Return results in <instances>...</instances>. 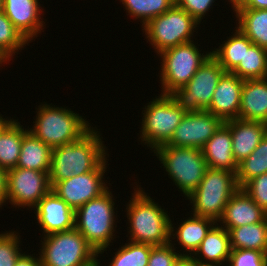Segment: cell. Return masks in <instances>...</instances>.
Instances as JSON below:
<instances>
[{
  "label": "cell",
  "mask_w": 267,
  "mask_h": 266,
  "mask_svg": "<svg viewBox=\"0 0 267 266\" xmlns=\"http://www.w3.org/2000/svg\"><path fill=\"white\" fill-rule=\"evenodd\" d=\"M231 250L228 230L216 223L189 259L197 263L224 265Z\"/></svg>",
  "instance_id": "obj_22"
},
{
  "label": "cell",
  "mask_w": 267,
  "mask_h": 266,
  "mask_svg": "<svg viewBox=\"0 0 267 266\" xmlns=\"http://www.w3.org/2000/svg\"><path fill=\"white\" fill-rule=\"evenodd\" d=\"M7 202V170L0 168V207Z\"/></svg>",
  "instance_id": "obj_40"
},
{
  "label": "cell",
  "mask_w": 267,
  "mask_h": 266,
  "mask_svg": "<svg viewBox=\"0 0 267 266\" xmlns=\"http://www.w3.org/2000/svg\"><path fill=\"white\" fill-rule=\"evenodd\" d=\"M216 223L217 222L214 219L208 217L190 215V217L184 220L178 228H175L171 220L170 239L172 238L173 240L176 236L178 244L183 248L177 252L184 250L182 257L184 259L190 258L199 248L202 240L206 237V234Z\"/></svg>",
  "instance_id": "obj_21"
},
{
  "label": "cell",
  "mask_w": 267,
  "mask_h": 266,
  "mask_svg": "<svg viewBox=\"0 0 267 266\" xmlns=\"http://www.w3.org/2000/svg\"><path fill=\"white\" fill-rule=\"evenodd\" d=\"M198 23L187 11L174 5L165 13L151 19L142 30L156 53L176 47L193 39Z\"/></svg>",
  "instance_id": "obj_10"
},
{
  "label": "cell",
  "mask_w": 267,
  "mask_h": 266,
  "mask_svg": "<svg viewBox=\"0 0 267 266\" xmlns=\"http://www.w3.org/2000/svg\"><path fill=\"white\" fill-rule=\"evenodd\" d=\"M267 173V134L254 151L238 165L237 183L242 188L249 180Z\"/></svg>",
  "instance_id": "obj_30"
},
{
  "label": "cell",
  "mask_w": 267,
  "mask_h": 266,
  "mask_svg": "<svg viewBox=\"0 0 267 266\" xmlns=\"http://www.w3.org/2000/svg\"><path fill=\"white\" fill-rule=\"evenodd\" d=\"M32 256L31 254L27 255L25 252L19 256L15 266H42L40 255L38 257Z\"/></svg>",
  "instance_id": "obj_39"
},
{
  "label": "cell",
  "mask_w": 267,
  "mask_h": 266,
  "mask_svg": "<svg viewBox=\"0 0 267 266\" xmlns=\"http://www.w3.org/2000/svg\"><path fill=\"white\" fill-rule=\"evenodd\" d=\"M240 9H267V0H250Z\"/></svg>",
  "instance_id": "obj_41"
},
{
  "label": "cell",
  "mask_w": 267,
  "mask_h": 266,
  "mask_svg": "<svg viewBox=\"0 0 267 266\" xmlns=\"http://www.w3.org/2000/svg\"><path fill=\"white\" fill-rule=\"evenodd\" d=\"M242 189L267 213V173L249 180Z\"/></svg>",
  "instance_id": "obj_37"
},
{
  "label": "cell",
  "mask_w": 267,
  "mask_h": 266,
  "mask_svg": "<svg viewBox=\"0 0 267 266\" xmlns=\"http://www.w3.org/2000/svg\"><path fill=\"white\" fill-rule=\"evenodd\" d=\"M224 73L219 62L210 55L190 81L184 87L172 92L170 96L186 112L206 111L210 107L215 88Z\"/></svg>",
  "instance_id": "obj_11"
},
{
  "label": "cell",
  "mask_w": 267,
  "mask_h": 266,
  "mask_svg": "<svg viewBox=\"0 0 267 266\" xmlns=\"http://www.w3.org/2000/svg\"><path fill=\"white\" fill-rule=\"evenodd\" d=\"M153 245L128 241L117 249L108 266H147Z\"/></svg>",
  "instance_id": "obj_32"
},
{
  "label": "cell",
  "mask_w": 267,
  "mask_h": 266,
  "mask_svg": "<svg viewBox=\"0 0 267 266\" xmlns=\"http://www.w3.org/2000/svg\"><path fill=\"white\" fill-rule=\"evenodd\" d=\"M250 0H229V3H232V8L234 12L238 9L244 7Z\"/></svg>",
  "instance_id": "obj_42"
},
{
  "label": "cell",
  "mask_w": 267,
  "mask_h": 266,
  "mask_svg": "<svg viewBox=\"0 0 267 266\" xmlns=\"http://www.w3.org/2000/svg\"><path fill=\"white\" fill-rule=\"evenodd\" d=\"M197 46L192 40L158 54L162 58L160 59L161 94L170 95L178 88L184 87L211 55V51L206 54L200 53L201 50Z\"/></svg>",
  "instance_id": "obj_9"
},
{
  "label": "cell",
  "mask_w": 267,
  "mask_h": 266,
  "mask_svg": "<svg viewBox=\"0 0 267 266\" xmlns=\"http://www.w3.org/2000/svg\"><path fill=\"white\" fill-rule=\"evenodd\" d=\"M239 188L234 172L207 168L199 186L186 197L192 203L191 214L218 222L227 202Z\"/></svg>",
  "instance_id": "obj_5"
},
{
  "label": "cell",
  "mask_w": 267,
  "mask_h": 266,
  "mask_svg": "<svg viewBox=\"0 0 267 266\" xmlns=\"http://www.w3.org/2000/svg\"><path fill=\"white\" fill-rule=\"evenodd\" d=\"M33 209L44 236L75 228V211L52 190Z\"/></svg>",
  "instance_id": "obj_15"
},
{
  "label": "cell",
  "mask_w": 267,
  "mask_h": 266,
  "mask_svg": "<svg viewBox=\"0 0 267 266\" xmlns=\"http://www.w3.org/2000/svg\"><path fill=\"white\" fill-rule=\"evenodd\" d=\"M266 218L267 213L242 188H239L227 202L218 223L229 230L230 228L259 223Z\"/></svg>",
  "instance_id": "obj_19"
},
{
  "label": "cell",
  "mask_w": 267,
  "mask_h": 266,
  "mask_svg": "<svg viewBox=\"0 0 267 266\" xmlns=\"http://www.w3.org/2000/svg\"><path fill=\"white\" fill-rule=\"evenodd\" d=\"M51 188L49 171L21 167L7 171V202L17 208H34Z\"/></svg>",
  "instance_id": "obj_12"
},
{
  "label": "cell",
  "mask_w": 267,
  "mask_h": 266,
  "mask_svg": "<svg viewBox=\"0 0 267 266\" xmlns=\"http://www.w3.org/2000/svg\"><path fill=\"white\" fill-rule=\"evenodd\" d=\"M106 160L108 159H105L94 171L56 182L51 190L76 211L110 188L106 185L103 177L107 169Z\"/></svg>",
  "instance_id": "obj_13"
},
{
  "label": "cell",
  "mask_w": 267,
  "mask_h": 266,
  "mask_svg": "<svg viewBox=\"0 0 267 266\" xmlns=\"http://www.w3.org/2000/svg\"><path fill=\"white\" fill-rule=\"evenodd\" d=\"M238 118L267 123V78L244 80Z\"/></svg>",
  "instance_id": "obj_23"
},
{
  "label": "cell",
  "mask_w": 267,
  "mask_h": 266,
  "mask_svg": "<svg viewBox=\"0 0 267 266\" xmlns=\"http://www.w3.org/2000/svg\"><path fill=\"white\" fill-rule=\"evenodd\" d=\"M207 167L229 170L237 174L238 163L232 151L230 129L223 124L201 148Z\"/></svg>",
  "instance_id": "obj_20"
},
{
  "label": "cell",
  "mask_w": 267,
  "mask_h": 266,
  "mask_svg": "<svg viewBox=\"0 0 267 266\" xmlns=\"http://www.w3.org/2000/svg\"><path fill=\"white\" fill-rule=\"evenodd\" d=\"M130 17L141 19L142 27L175 5V0H120Z\"/></svg>",
  "instance_id": "obj_31"
},
{
  "label": "cell",
  "mask_w": 267,
  "mask_h": 266,
  "mask_svg": "<svg viewBox=\"0 0 267 266\" xmlns=\"http://www.w3.org/2000/svg\"><path fill=\"white\" fill-rule=\"evenodd\" d=\"M253 43L238 28L219 48L212 50L211 55L219 62L225 72H233L243 60L245 46Z\"/></svg>",
  "instance_id": "obj_28"
},
{
  "label": "cell",
  "mask_w": 267,
  "mask_h": 266,
  "mask_svg": "<svg viewBox=\"0 0 267 266\" xmlns=\"http://www.w3.org/2000/svg\"><path fill=\"white\" fill-rule=\"evenodd\" d=\"M29 43L20 31L11 23L3 10H0V50L12 60L15 53Z\"/></svg>",
  "instance_id": "obj_33"
},
{
  "label": "cell",
  "mask_w": 267,
  "mask_h": 266,
  "mask_svg": "<svg viewBox=\"0 0 267 266\" xmlns=\"http://www.w3.org/2000/svg\"><path fill=\"white\" fill-rule=\"evenodd\" d=\"M152 152L185 198L199 186L208 168L200 149L161 145Z\"/></svg>",
  "instance_id": "obj_7"
},
{
  "label": "cell",
  "mask_w": 267,
  "mask_h": 266,
  "mask_svg": "<svg viewBox=\"0 0 267 266\" xmlns=\"http://www.w3.org/2000/svg\"><path fill=\"white\" fill-rule=\"evenodd\" d=\"M216 0H175V5L187 11L198 23H201L207 11Z\"/></svg>",
  "instance_id": "obj_38"
},
{
  "label": "cell",
  "mask_w": 267,
  "mask_h": 266,
  "mask_svg": "<svg viewBox=\"0 0 267 266\" xmlns=\"http://www.w3.org/2000/svg\"><path fill=\"white\" fill-rule=\"evenodd\" d=\"M232 249H252L267 254V218L228 230Z\"/></svg>",
  "instance_id": "obj_26"
},
{
  "label": "cell",
  "mask_w": 267,
  "mask_h": 266,
  "mask_svg": "<svg viewBox=\"0 0 267 266\" xmlns=\"http://www.w3.org/2000/svg\"><path fill=\"white\" fill-rule=\"evenodd\" d=\"M94 127L76 142L52 149L49 181H59L94 171L105 159L108 150L103 137ZM102 138V140H101ZM107 155V157H106Z\"/></svg>",
  "instance_id": "obj_1"
},
{
  "label": "cell",
  "mask_w": 267,
  "mask_h": 266,
  "mask_svg": "<svg viewBox=\"0 0 267 266\" xmlns=\"http://www.w3.org/2000/svg\"><path fill=\"white\" fill-rule=\"evenodd\" d=\"M20 238L19 233L16 231L1 232L0 266H15L17 259L23 253L19 247Z\"/></svg>",
  "instance_id": "obj_34"
},
{
  "label": "cell",
  "mask_w": 267,
  "mask_h": 266,
  "mask_svg": "<svg viewBox=\"0 0 267 266\" xmlns=\"http://www.w3.org/2000/svg\"><path fill=\"white\" fill-rule=\"evenodd\" d=\"M108 188L75 211V228L99 254L109 248L116 231L114 197ZM116 217V218H115ZM115 226V227H114ZM103 252V253H102Z\"/></svg>",
  "instance_id": "obj_4"
},
{
  "label": "cell",
  "mask_w": 267,
  "mask_h": 266,
  "mask_svg": "<svg viewBox=\"0 0 267 266\" xmlns=\"http://www.w3.org/2000/svg\"><path fill=\"white\" fill-rule=\"evenodd\" d=\"M243 79L225 72L215 88L210 107L206 110L224 122L239 116Z\"/></svg>",
  "instance_id": "obj_16"
},
{
  "label": "cell",
  "mask_w": 267,
  "mask_h": 266,
  "mask_svg": "<svg viewBox=\"0 0 267 266\" xmlns=\"http://www.w3.org/2000/svg\"><path fill=\"white\" fill-rule=\"evenodd\" d=\"M225 122L208 111L186 112L171 140L165 144L200 149Z\"/></svg>",
  "instance_id": "obj_14"
},
{
  "label": "cell",
  "mask_w": 267,
  "mask_h": 266,
  "mask_svg": "<svg viewBox=\"0 0 267 266\" xmlns=\"http://www.w3.org/2000/svg\"><path fill=\"white\" fill-rule=\"evenodd\" d=\"M147 104L143 108L145 110L142 114L139 139L152 151L171 140L186 111L179 107L170 95L166 94H160Z\"/></svg>",
  "instance_id": "obj_8"
},
{
  "label": "cell",
  "mask_w": 267,
  "mask_h": 266,
  "mask_svg": "<svg viewBox=\"0 0 267 266\" xmlns=\"http://www.w3.org/2000/svg\"><path fill=\"white\" fill-rule=\"evenodd\" d=\"M42 239L38 254L42 266H93L98 262L97 252L76 228L51 233Z\"/></svg>",
  "instance_id": "obj_6"
},
{
  "label": "cell",
  "mask_w": 267,
  "mask_h": 266,
  "mask_svg": "<svg viewBox=\"0 0 267 266\" xmlns=\"http://www.w3.org/2000/svg\"><path fill=\"white\" fill-rule=\"evenodd\" d=\"M3 0H0V10H2Z\"/></svg>",
  "instance_id": "obj_47"
},
{
  "label": "cell",
  "mask_w": 267,
  "mask_h": 266,
  "mask_svg": "<svg viewBox=\"0 0 267 266\" xmlns=\"http://www.w3.org/2000/svg\"><path fill=\"white\" fill-rule=\"evenodd\" d=\"M38 108L34 127L29 132L52 149L76 142L93 128L85 117L67 107L45 103Z\"/></svg>",
  "instance_id": "obj_3"
},
{
  "label": "cell",
  "mask_w": 267,
  "mask_h": 266,
  "mask_svg": "<svg viewBox=\"0 0 267 266\" xmlns=\"http://www.w3.org/2000/svg\"><path fill=\"white\" fill-rule=\"evenodd\" d=\"M13 120V118L12 119H5V118H3L2 116H1V114H0V134H1V132L4 130V128L11 122Z\"/></svg>",
  "instance_id": "obj_43"
},
{
  "label": "cell",
  "mask_w": 267,
  "mask_h": 266,
  "mask_svg": "<svg viewBox=\"0 0 267 266\" xmlns=\"http://www.w3.org/2000/svg\"><path fill=\"white\" fill-rule=\"evenodd\" d=\"M39 0H3L2 10L11 23L29 41L44 29ZM42 20V21H41ZM43 27V28H42Z\"/></svg>",
  "instance_id": "obj_17"
},
{
  "label": "cell",
  "mask_w": 267,
  "mask_h": 266,
  "mask_svg": "<svg viewBox=\"0 0 267 266\" xmlns=\"http://www.w3.org/2000/svg\"><path fill=\"white\" fill-rule=\"evenodd\" d=\"M8 61H10V60L0 50V64L2 65L4 63H8ZM1 65H0V67H1Z\"/></svg>",
  "instance_id": "obj_45"
},
{
  "label": "cell",
  "mask_w": 267,
  "mask_h": 266,
  "mask_svg": "<svg viewBox=\"0 0 267 266\" xmlns=\"http://www.w3.org/2000/svg\"><path fill=\"white\" fill-rule=\"evenodd\" d=\"M231 131L232 151L239 164L246 159L267 134V123L243 119H232L224 123Z\"/></svg>",
  "instance_id": "obj_18"
},
{
  "label": "cell",
  "mask_w": 267,
  "mask_h": 266,
  "mask_svg": "<svg viewBox=\"0 0 267 266\" xmlns=\"http://www.w3.org/2000/svg\"><path fill=\"white\" fill-rule=\"evenodd\" d=\"M228 266H267V254L252 249H232Z\"/></svg>",
  "instance_id": "obj_36"
},
{
  "label": "cell",
  "mask_w": 267,
  "mask_h": 266,
  "mask_svg": "<svg viewBox=\"0 0 267 266\" xmlns=\"http://www.w3.org/2000/svg\"><path fill=\"white\" fill-rule=\"evenodd\" d=\"M52 148L31 132L23 136L17 167L36 171H50Z\"/></svg>",
  "instance_id": "obj_24"
},
{
  "label": "cell",
  "mask_w": 267,
  "mask_h": 266,
  "mask_svg": "<svg viewBox=\"0 0 267 266\" xmlns=\"http://www.w3.org/2000/svg\"><path fill=\"white\" fill-rule=\"evenodd\" d=\"M195 266H221V264H203L195 262Z\"/></svg>",
  "instance_id": "obj_46"
},
{
  "label": "cell",
  "mask_w": 267,
  "mask_h": 266,
  "mask_svg": "<svg viewBox=\"0 0 267 266\" xmlns=\"http://www.w3.org/2000/svg\"><path fill=\"white\" fill-rule=\"evenodd\" d=\"M235 13L236 27L253 44L267 49V9H238Z\"/></svg>",
  "instance_id": "obj_27"
},
{
  "label": "cell",
  "mask_w": 267,
  "mask_h": 266,
  "mask_svg": "<svg viewBox=\"0 0 267 266\" xmlns=\"http://www.w3.org/2000/svg\"><path fill=\"white\" fill-rule=\"evenodd\" d=\"M99 262H101V261H99V259H98V262L95 265H93V266H100V263Z\"/></svg>",
  "instance_id": "obj_48"
},
{
  "label": "cell",
  "mask_w": 267,
  "mask_h": 266,
  "mask_svg": "<svg viewBox=\"0 0 267 266\" xmlns=\"http://www.w3.org/2000/svg\"><path fill=\"white\" fill-rule=\"evenodd\" d=\"M135 186L133 196L127 204L129 241L163 246L170 243V216L157 202Z\"/></svg>",
  "instance_id": "obj_2"
},
{
  "label": "cell",
  "mask_w": 267,
  "mask_h": 266,
  "mask_svg": "<svg viewBox=\"0 0 267 266\" xmlns=\"http://www.w3.org/2000/svg\"><path fill=\"white\" fill-rule=\"evenodd\" d=\"M17 121V122H16ZM13 119L0 134V168L10 170L17 167L23 136L29 131Z\"/></svg>",
  "instance_id": "obj_25"
},
{
  "label": "cell",
  "mask_w": 267,
  "mask_h": 266,
  "mask_svg": "<svg viewBox=\"0 0 267 266\" xmlns=\"http://www.w3.org/2000/svg\"><path fill=\"white\" fill-rule=\"evenodd\" d=\"M178 266H195V262L187 258L183 259V261Z\"/></svg>",
  "instance_id": "obj_44"
},
{
  "label": "cell",
  "mask_w": 267,
  "mask_h": 266,
  "mask_svg": "<svg viewBox=\"0 0 267 266\" xmlns=\"http://www.w3.org/2000/svg\"><path fill=\"white\" fill-rule=\"evenodd\" d=\"M176 247L170 243L163 246H154L151 249L147 266H178L182 261V253L175 252Z\"/></svg>",
  "instance_id": "obj_35"
},
{
  "label": "cell",
  "mask_w": 267,
  "mask_h": 266,
  "mask_svg": "<svg viewBox=\"0 0 267 266\" xmlns=\"http://www.w3.org/2000/svg\"><path fill=\"white\" fill-rule=\"evenodd\" d=\"M240 79L267 78V49L256 44L245 46V55L232 72Z\"/></svg>",
  "instance_id": "obj_29"
}]
</instances>
